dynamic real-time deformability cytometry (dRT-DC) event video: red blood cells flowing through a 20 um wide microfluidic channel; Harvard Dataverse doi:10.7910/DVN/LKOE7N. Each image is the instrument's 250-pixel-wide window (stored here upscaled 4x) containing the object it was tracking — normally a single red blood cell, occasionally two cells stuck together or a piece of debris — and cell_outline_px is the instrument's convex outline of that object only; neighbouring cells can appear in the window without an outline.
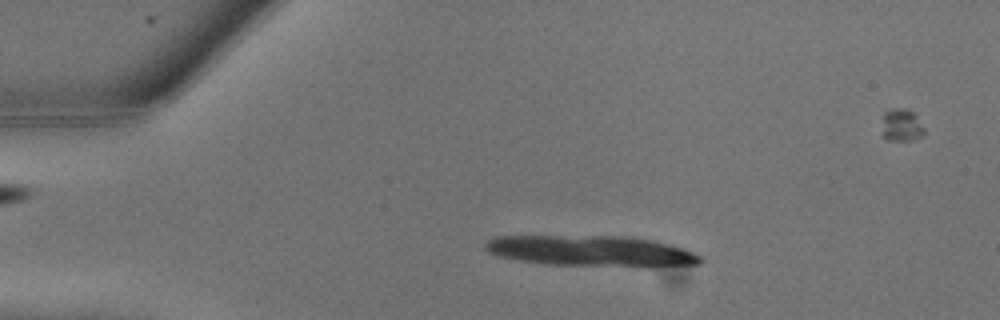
{"species": "common noctule bat (a hibernating species)", "species_latin": "Nyctalus noctula", "temperature_condition": "warm", "stored_images_in_passage": 8, "camera_frame_rate_fps": 3000, "um_per_image_px": 0.085, "animal": {"sex": "male", "body_mass_g": 13.3}, "frame": {"image": 1, "passage_image": 2, "time_ms": 0.333, "image_size_px": [1000, 320], "cell_outline_px": [[704, 260], [700, 264], [660, 268], [644, 268], [544, 264], [496, 256], [488, 252], [484, 248], [484, 244], [488, 240], [496, 236], [628, 236], [652, 240], [668, 244], [692, 252], [700, 256]], "centroid_in_image_um": [50.31, 21.36], "position_along_channel_um": 34.7, "area_um2": 39.48}}
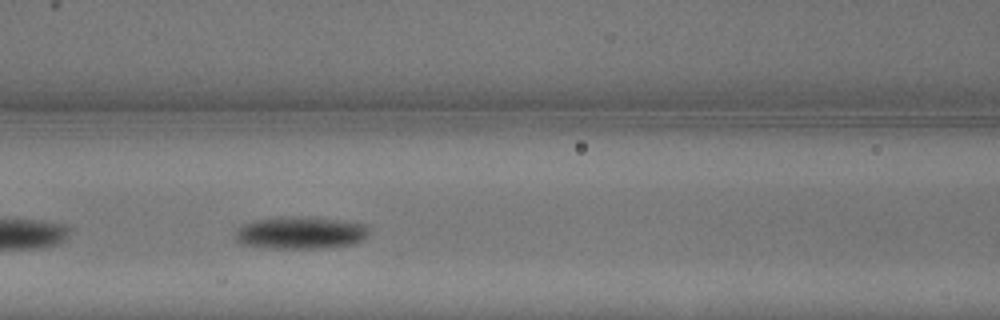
{"frame": {"image": 2, "passage_image": 8, "time_ms": 2.333, "image_size_px": [1000, 320], "cell_outline_px": [[372, 228], [368, 236], [364, 240], [356, 244], [324, 248], [268, 248], [240, 244], [232, 236], [232, 232], [240, 224], [252, 220], [340, 220], [368, 224]], "centroid_in_image_um": [25.56, 19.85], "position_along_channel_um": 141.0, "area_um2": 24.68}}